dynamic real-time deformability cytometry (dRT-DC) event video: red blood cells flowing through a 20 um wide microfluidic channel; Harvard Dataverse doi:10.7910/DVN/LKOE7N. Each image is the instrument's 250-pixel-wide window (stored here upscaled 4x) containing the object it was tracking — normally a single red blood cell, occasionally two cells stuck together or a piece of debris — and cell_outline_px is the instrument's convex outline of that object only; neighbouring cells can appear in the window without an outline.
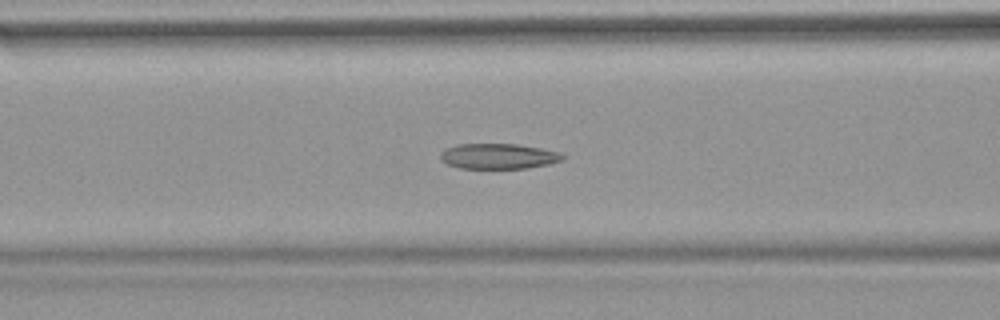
{"species": "common noctule bat (a hibernating species)", "species_latin": "Nyctalus noctula", "temperature_condition": "warm", "stored_images_in_passage": 37, "camera_frame_rate_fps": 3000, "um_per_image_px": 0.085, "animal": {"sex": "female", "body_mass_g": 18.4}, "frame": {"image": 1, "passage_image": 6, "time_ms": 1.667, "image_size_px": [1000, 320], "cell_outline_px": [[564, 160], [548, 164], [524, 168], [460, 168], [448, 164], [440, 160], [440, 152], [456, 144], [516, 144], [540, 148], [556, 152], [564, 156]], "centroid_in_image_um": [42.32, 13.28], "position_along_channel_um": 124.3, "area_um2": 17.86}}
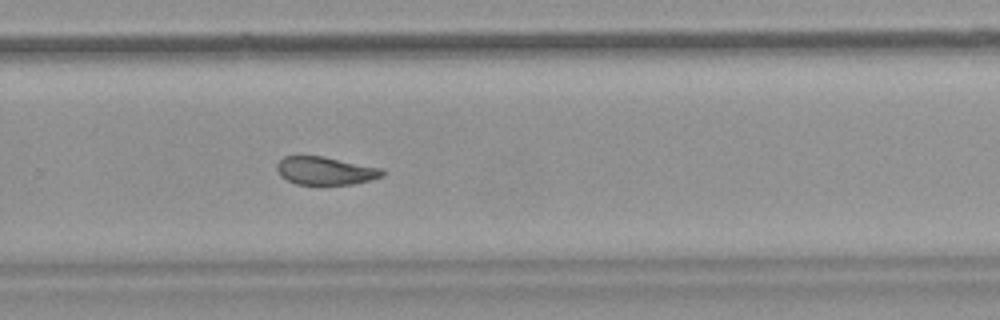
{"frame": {"image": 2, "passage_image": 20, "time_ms": 6.333, "image_size_px": [1000, 320], "cell_outline_px": [[384, 176], [372, 180], [352, 184], [296, 184], [280, 176], [276, 168], [276, 164], [284, 156], [324, 156], [384, 168]], "centroid_in_image_um": [27.69, 14.51], "position_along_channel_um": 302.1, "area_um2": 17.4}}
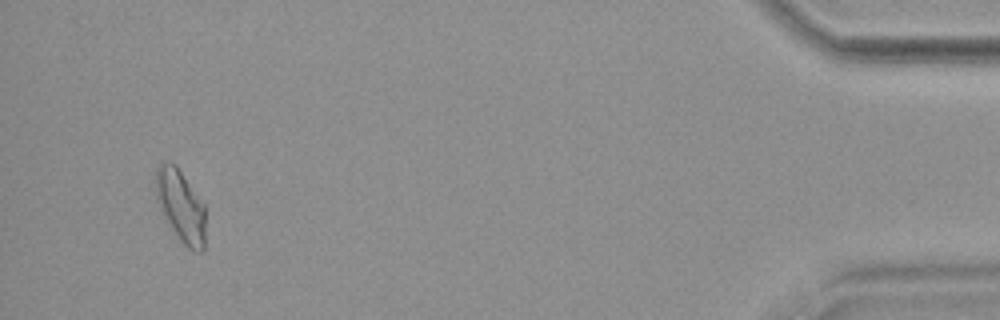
{"frame": {"image": 3, "passage_image": 35, "time_ms": 11.333, "image_size_px": [1000, 320], "cell_outline_px": [[204, 252], [196, 252], [188, 248], [180, 240], [164, 216], [156, 196], [152, 180], [156, 168], [160, 164], [168, 160], [176, 164], [204, 204]], "centroid_in_image_um": [15.32, 17.44], "position_along_channel_um": 419.9, "area_um2": 21.04}, "authors_computed_cell_mechanics": {"area_um2": 18.3226, "velocity_mm_per_s": 3.8258, "shape_relaxation_time_tau1_ms": null, "shape_relaxation_time_tau2_ms": 3.7241, "deformation_change_tau1": null, "deformation_change_tau2": 0.1135}}